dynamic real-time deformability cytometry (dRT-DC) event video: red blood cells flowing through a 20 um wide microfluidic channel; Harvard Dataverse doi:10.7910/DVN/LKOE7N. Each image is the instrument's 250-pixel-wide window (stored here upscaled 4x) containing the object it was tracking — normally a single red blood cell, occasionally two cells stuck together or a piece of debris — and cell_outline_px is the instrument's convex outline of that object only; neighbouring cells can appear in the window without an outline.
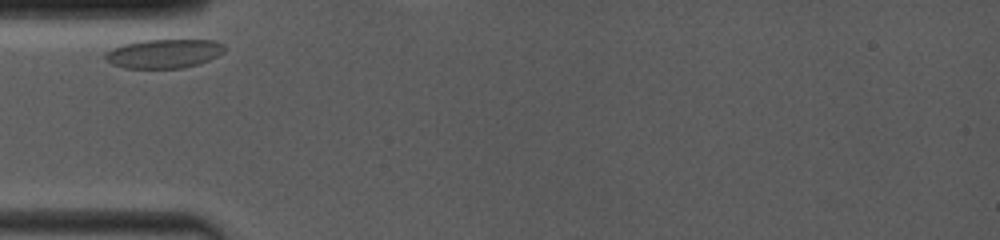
{"species": "common noctule bat (a hibernating species)", "species_latin": "Nyctalus noctula", "temperature_condition": "room temperature", "stored_images_in_passage": 15, "camera_frame_rate_fps": 4000, "um_per_image_px": 0.085, "animal": {"sex": "female", "body_mass_g": 19.0, "forearm_length_mm": 53.3}, "frame": {"image": 1, "passage_image": 1, "time_ms": 0.0, "image_size_px": [1000, 240], "cell_outline_px": [[224, 52], [208, 60], [196, 64], [180, 68], [124, 68], [112, 64], [104, 56], [112, 48], [124, 44], [144, 40], [212, 40], [224, 44]], "centroid_in_image_um": [13.93, 4.55], "position_along_channel_um": 71.1, "area_um2": 19.83}}